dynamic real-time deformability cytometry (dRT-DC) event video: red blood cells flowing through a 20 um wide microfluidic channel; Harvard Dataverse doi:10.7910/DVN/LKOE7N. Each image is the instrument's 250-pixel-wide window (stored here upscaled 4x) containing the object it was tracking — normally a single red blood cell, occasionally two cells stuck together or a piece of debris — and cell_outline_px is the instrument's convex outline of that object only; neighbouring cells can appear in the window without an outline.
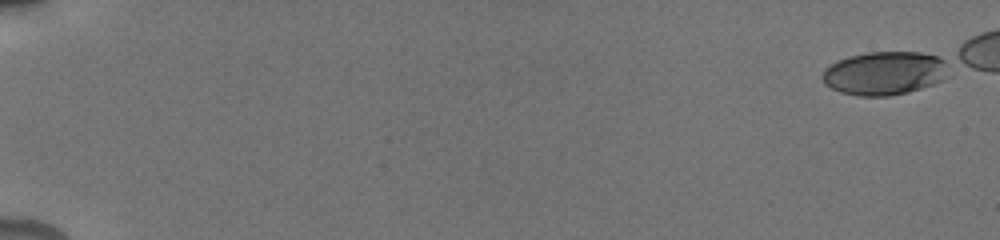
{"species": "human", "species_latin": "Homo sapiens", "temperature_condition": "cold", "stored_images_in_passage": 1, "camera_frame_rate_fps": 3000, "um_per_image_px": 0.085, "donor": {"sex": "male"}, "frame": {"image": 1, "passage_image": 1, "time_ms": 0.0, "image_size_px": [1000, 240], "cell_outline_px": [[952, 76], [944, 80], [908, 92], [888, 96], [860, 96], [840, 92], [824, 84], [820, 76], [824, 68], [848, 56], [868, 52], [920, 52], [936, 56], [944, 60]], "centroid_in_image_um": [75.2, 6.22], "position_along_channel_um": 9.8, "area_um2": 32.25}}